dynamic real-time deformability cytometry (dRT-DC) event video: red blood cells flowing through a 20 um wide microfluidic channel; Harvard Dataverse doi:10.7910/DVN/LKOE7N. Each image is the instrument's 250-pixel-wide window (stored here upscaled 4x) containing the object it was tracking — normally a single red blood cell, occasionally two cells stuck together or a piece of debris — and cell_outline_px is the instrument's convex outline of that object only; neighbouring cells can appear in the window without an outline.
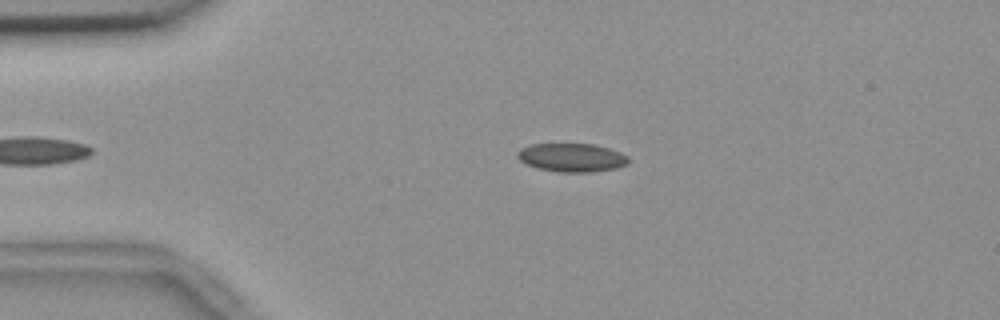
{"species": "common noctule bat (a hibernating species)", "species_latin": "Nyctalus noctula", "temperature_condition": "room temperature", "stored_images_in_passage": 34, "camera_frame_rate_fps": 3000, "um_per_image_px": 0.085, "animal": {"sex": "female", "body_mass_g": 18.4}, "frame": {"image": 1, "passage_image": 3, "time_ms": 0.667, "image_size_px": [1000, 320], "cell_outline_px": [[628, 164], [616, 168], [588, 172], [560, 172], [536, 168], [520, 160], [516, 156], [516, 152], [520, 148], [532, 144], [592, 144], [608, 148], [620, 152], [628, 156]], "centroid_in_image_um": [48.58, 13.39], "position_along_channel_um": 36.4, "area_um2": 18.38}}
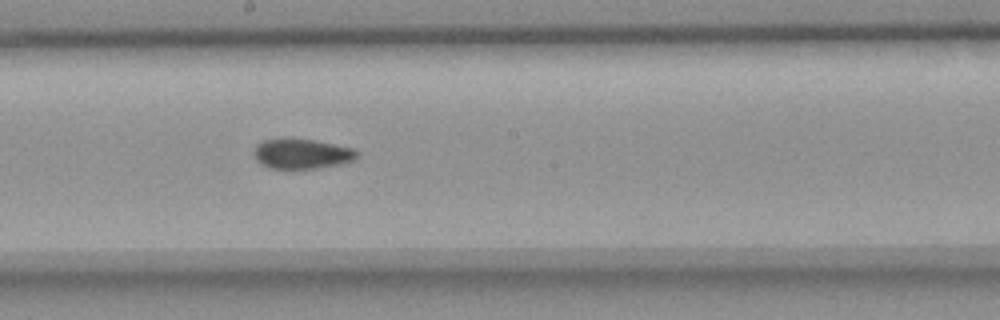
{"frame": {"image": 2, "passage_image": 21, "time_ms": 6.667, "image_size_px": [1000, 320], "cell_outline_px": [[360, 152], [356, 160], [340, 164], [320, 168], [268, 168], [260, 164], [256, 160], [256, 144], [264, 140], [312, 140], [352, 148]], "centroid_in_image_um": [25.71, 13.1], "position_along_channel_um": 222.5, "area_um2": 17.57}}
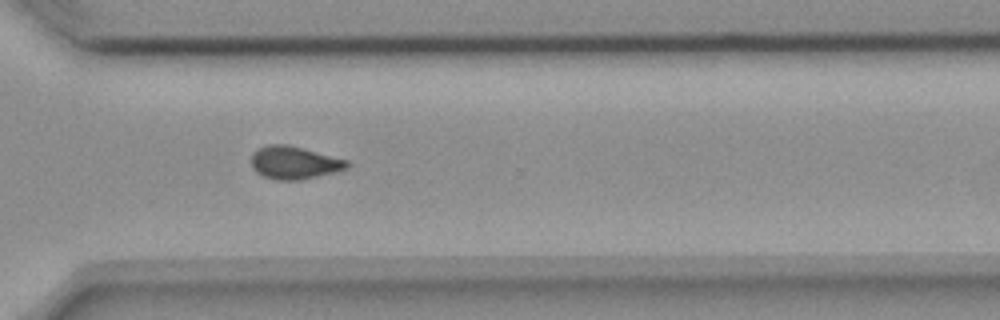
{"frame": {"image": 3, "passage_image": 31, "time_ms": 10.0, "image_size_px": [1000, 320], "cell_outline_px": [[352, 164], [348, 168], [300, 180], [276, 180], [264, 176], [256, 172], [252, 168], [252, 152], [268, 144], [288, 144], [348, 160]], "centroid_in_image_um": [25.01, 13.82], "position_along_channel_um": 345.6, "area_um2": 18.26}, "authors_computed_cell_mechanics": {"area_um2": 18.4093, "velocity_mm_per_s": 3.6816, "shape_relaxation_time_tau1_ms": null, "shape_relaxation_time_tau2_ms": 3.5616, "deformation_change_tau1": null, "deformation_change_tau2": 0.0715}}